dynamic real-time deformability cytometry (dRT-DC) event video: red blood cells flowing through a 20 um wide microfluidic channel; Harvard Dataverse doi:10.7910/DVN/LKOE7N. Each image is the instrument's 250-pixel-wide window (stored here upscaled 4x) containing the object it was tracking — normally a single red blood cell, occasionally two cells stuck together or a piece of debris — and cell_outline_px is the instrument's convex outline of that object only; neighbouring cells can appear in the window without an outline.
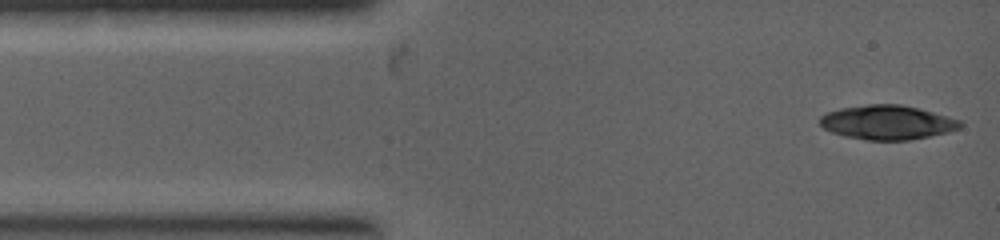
{"species": "common noctule bat (a hibernating species)", "species_latin": "Nyctalus noctula", "temperature_condition": "warm", "stored_images_in_passage": 2, "camera_frame_rate_fps": 5000, "um_per_image_px": 0.085, "animal": {"sex": "female", "body_mass_g": 19.0, "forearm_length_mm": 53.3}, "frame": {"image": 1, "passage_image": 2, "time_ms": 0.8, "image_size_px": [1000, 240], "cell_outline_px": [[964, 124], [960, 128], [948, 132], [908, 140], [868, 140], [844, 136], [832, 132], [824, 128], [820, 124], [820, 116], [828, 112], [840, 108], [868, 104], [900, 104], [920, 108], [948, 116], [960, 120]], "centroid_in_image_um": [75.44, 10.39], "position_along_channel_um": 9.6, "area_um2": 28.03}}